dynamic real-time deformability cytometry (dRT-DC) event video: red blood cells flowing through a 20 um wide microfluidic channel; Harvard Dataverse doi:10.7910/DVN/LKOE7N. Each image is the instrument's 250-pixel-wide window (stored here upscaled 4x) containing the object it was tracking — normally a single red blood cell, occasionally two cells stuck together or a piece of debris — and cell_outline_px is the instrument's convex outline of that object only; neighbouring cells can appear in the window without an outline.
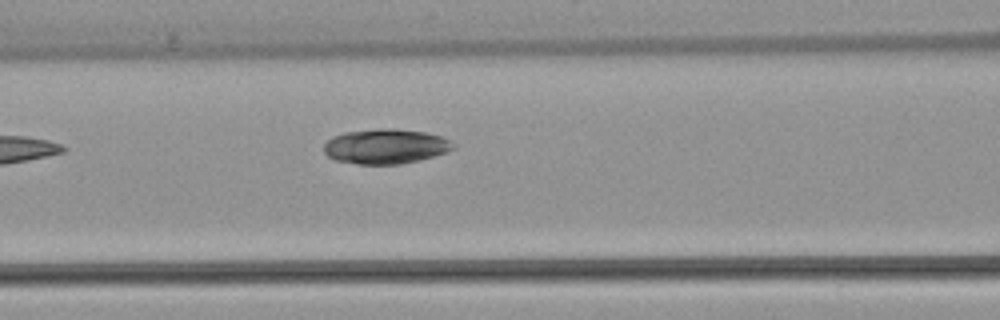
{"species": "common noctule bat (a hibernating species)", "species_latin": "Nyctalus noctula", "temperature_condition": "warm", "stored_images_in_passage": 4, "camera_frame_rate_fps": 3000, "um_per_image_px": 0.085, "animal": {"sex": "female", "body_mass_g": 22.7, "forearm_length_mm": 54.2}, "frame": {"image": 1, "passage_image": 4, "time_ms": 3.667, "image_size_px": [1000, 320], "cell_outline_px": [[456, 148], [448, 152], [420, 160], [400, 164], [356, 164], [332, 160], [324, 152], [324, 144], [332, 136], [344, 132], [380, 128], [396, 128], [424, 132], [440, 136], [456, 144]], "centroid_in_image_um": [32.77, 12.44], "position_along_channel_um": 133.8, "area_um2": 26.59}}